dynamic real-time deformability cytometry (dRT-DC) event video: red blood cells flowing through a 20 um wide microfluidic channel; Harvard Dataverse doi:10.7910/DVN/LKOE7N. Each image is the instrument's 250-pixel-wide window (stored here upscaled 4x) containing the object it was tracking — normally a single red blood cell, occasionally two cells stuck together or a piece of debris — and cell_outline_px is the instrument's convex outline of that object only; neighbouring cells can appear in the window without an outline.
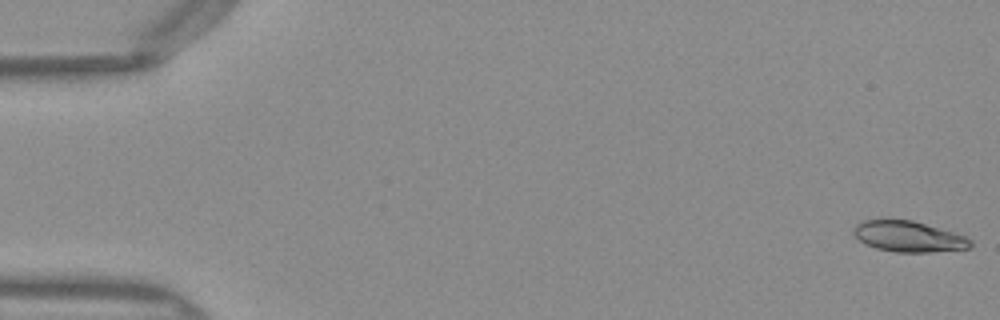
{"species": "Egyptian fruit bat (a non-hibernating species)", "species_latin": "Rousettus aegyptiacus", "temperature_condition": "warm", "stored_images_in_passage": 12, "camera_frame_rate_fps": 3000, "um_per_image_px": 0.085, "frame": {"image": 1, "passage_image": 1, "time_ms": 0.0, "image_size_px": [1000, 320], "cell_outline_px": [[972, 244], [968, 248], [932, 252], [896, 252], [876, 248], [864, 244], [852, 232], [856, 224], [860, 220], [888, 216], [912, 220], [956, 232], [972, 240]], "centroid_in_image_um": [77.16, 20.05], "position_along_channel_um": 7.8, "area_um2": 21.73}}